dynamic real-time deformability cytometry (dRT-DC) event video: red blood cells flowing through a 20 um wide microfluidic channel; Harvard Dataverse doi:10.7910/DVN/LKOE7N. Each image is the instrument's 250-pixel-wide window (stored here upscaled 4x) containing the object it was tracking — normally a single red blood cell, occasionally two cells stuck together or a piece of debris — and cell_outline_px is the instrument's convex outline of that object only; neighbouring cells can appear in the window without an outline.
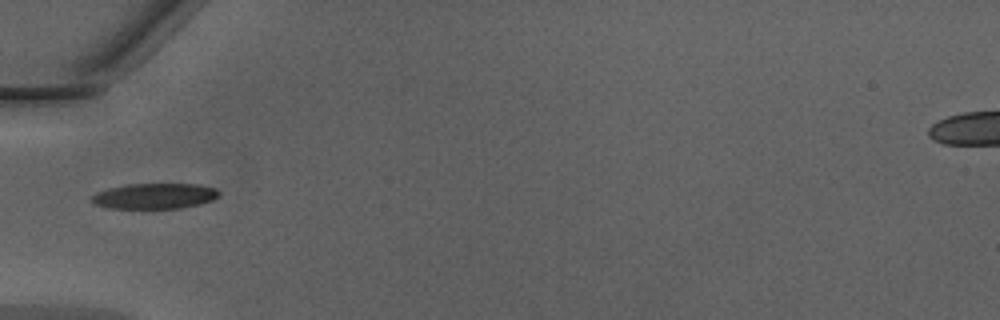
{"species": "Egyptian fruit bat (a non-hibernating species)", "species_latin": "Rousettus aegyptiacus", "temperature_condition": "warm", "stored_images_in_passage": 32, "camera_frame_rate_fps": 3000, "um_per_image_px": 0.085, "animal": {"sex": "male"}, "frame": {"image": 1, "passage_image": 1, "time_ms": 0.0, "image_size_px": [1000, 320], "cell_outline_px": [[220, 196], [212, 200], [200, 204], [180, 208], [108, 208], [96, 204], [92, 200], [92, 196], [96, 192], [108, 188], [128, 184], [196, 184], [216, 188], [220, 192]], "centroid_in_image_um": [13.17, 16.66], "position_along_channel_um": 71.8, "area_um2": 18.9}}
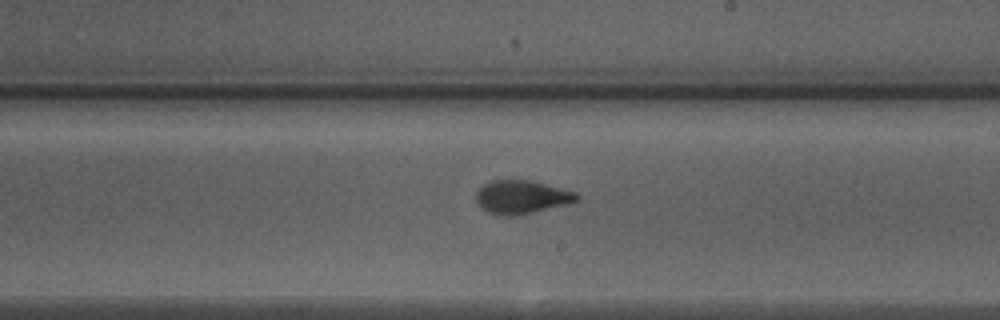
{"frame": {"image": 2, "passage_image": 13, "time_ms": 4.0, "image_size_px": [1000, 320], "cell_outline_px": [[580, 196], [576, 200], [568, 204], [532, 212], [512, 216], [504, 216], [488, 212], [476, 200], [476, 192], [484, 184], [492, 180], [528, 180], [576, 192]], "centroid_in_image_um": [44.33, 16.74], "position_along_channel_um": 244.7, "area_um2": 19.19}}
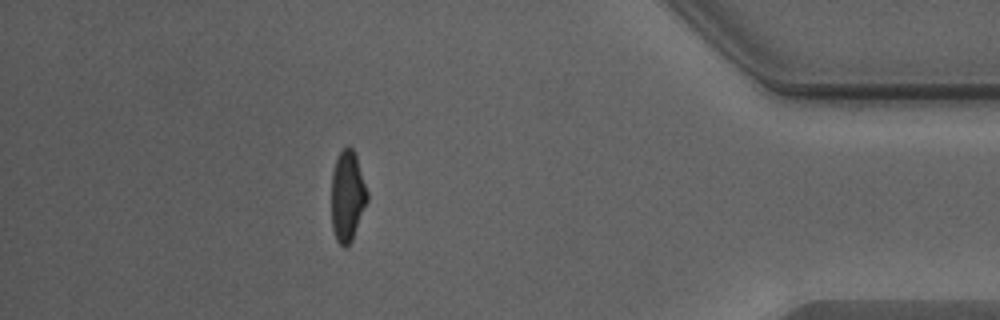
{"frame": {"image": 3, "passage_image": 27, "time_ms": 8.667, "image_size_px": [1000, 320], "cell_outline_px": [[368, 200], [352, 240], [344, 248], [336, 240], [332, 228], [332, 172], [336, 160], [340, 152], [348, 144], [352, 148], [356, 156], [368, 192]], "centroid_in_image_um": [29.53, 16.67], "position_along_channel_um": 405.7, "area_um2": 18.84}}